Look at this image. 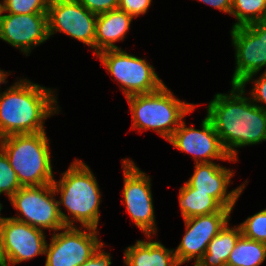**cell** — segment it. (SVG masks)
Wrapping results in <instances>:
<instances>
[{"instance_id":"1","label":"cell","mask_w":266,"mask_h":266,"mask_svg":"<svg viewBox=\"0 0 266 266\" xmlns=\"http://www.w3.org/2000/svg\"><path fill=\"white\" fill-rule=\"evenodd\" d=\"M245 87L232 85L230 94L217 93L208 104L212 122L227 154L237 159V147L266 141V107L245 97Z\"/></svg>"},{"instance_id":"2","label":"cell","mask_w":266,"mask_h":266,"mask_svg":"<svg viewBox=\"0 0 266 266\" xmlns=\"http://www.w3.org/2000/svg\"><path fill=\"white\" fill-rule=\"evenodd\" d=\"M22 80L0 93V139L44 132V120L58 111L53 90Z\"/></svg>"},{"instance_id":"3","label":"cell","mask_w":266,"mask_h":266,"mask_svg":"<svg viewBox=\"0 0 266 266\" xmlns=\"http://www.w3.org/2000/svg\"><path fill=\"white\" fill-rule=\"evenodd\" d=\"M55 193H60L58 205L63 204L71 214L70 227L77 220L81 227L97 229L101 192L92 171L81 160H75L62 173L59 182H52Z\"/></svg>"},{"instance_id":"4","label":"cell","mask_w":266,"mask_h":266,"mask_svg":"<svg viewBox=\"0 0 266 266\" xmlns=\"http://www.w3.org/2000/svg\"><path fill=\"white\" fill-rule=\"evenodd\" d=\"M48 141L45 131L0 139V148L22 186H41L54 181Z\"/></svg>"},{"instance_id":"5","label":"cell","mask_w":266,"mask_h":266,"mask_svg":"<svg viewBox=\"0 0 266 266\" xmlns=\"http://www.w3.org/2000/svg\"><path fill=\"white\" fill-rule=\"evenodd\" d=\"M126 99L132 113V128L152 129L167 141L184 117L197 106L176 99L165 84L153 93L135 94Z\"/></svg>"},{"instance_id":"6","label":"cell","mask_w":266,"mask_h":266,"mask_svg":"<svg viewBox=\"0 0 266 266\" xmlns=\"http://www.w3.org/2000/svg\"><path fill=\"white\" fill-rule=\"evenodd\" d=\"M55 194L52 184L22 186L9 200L24 218H12L42 230L70 227V217L61 211Z\"/></svg>"},{"instance_id":"7","label":"cell","mask_w":266,"mask_h":266,"mask_svg":"<svg viewBox=\"0 0 266 266\" xmlns=\"http://www.w3.org/2000/svg\"><path fill=\"white\" fill-rule=\"evenodd\" d=\"M97 56L108 73L121 84L125 97L153 93L164 85L152 65L122 49L105 50Z\"/></svg>"},{"instance_id":"8","label":"cell","mask_w":266,"mask_h":266,"mask_svg":"<svg viewBox=\"0 0 266 266\" xmlns=\"http://www.w3.org/2000/svg\"><path fill=\"white\" fill-rule=\"evenodd\" d=\"M64 227L63 232L54 233L51 243H46L45 266H82L104 243L98 240L97 229Z\"/></svg>"},{"instance_id":"9","label":"cell","mask_w":266,"mask_h":266,"mask_svg":"<svg viewBox=\"0 0 266 266\" xmlns=\"http://www.w3.org/2000/svg\"><path fill=\"white\" fill-rule=\"evenodd\" d=\"M124 204L135 225L151 238L155 234V215L151 193V179L132 160L123 159Z\"/></svg>"},{"instance_id":"10","label":"cell","mask_w":266,"mask_h":266,"mask_svg":"<svg viewBox=\"0 0 266 266\" xmlns=\"http://www.w3.org/2000/svg\"><path fill=\"white\" fill-rule=\"evenodd\" d=\"M97 15L77 0H50L47 11L48 36L61 32L94 49Z\"/></svg>"},{"instance_id":"11","label":"cell","mask_w":266,"mask_h":266,"mask_svg":"<svg viewBox=\"0 0 266 266\" xmlns=\"http://www.w3.org/2000/svg\"><path fill=\"white\" fill-rule=\"evenodd\" d=\"M46 243L42 229L12 217L6 218L2 229L0 266L15 265L36 255H44Z\"/></svg>"},{"instance_id":"12","label":"cell","mask_w":266,"mask_h":266,"mask_svg":"<svg viewBox=\"0 0 266 266\" xmlns=\"http://www.w3.org/2000/svg\"><path fill=\"white\" fill-rule=\"evenodd\" d=\"M201 130L186 127L182 120L172 137L168 140L176 149L193 155L195 163H209L210 160H230L210 119L206 116L201 123ZM200 160V161H199Z\"/></svg>"},{"instance_id":"13","label":"cell","mask_w":266,"mask_h":266,"mask_svg":"<svg viewBox=\"0 0 266 266\" xmlns=\"http://www.w3.org/2000/svg\"><path fill=\"white\" fill-rule=\"evenodd\" d=\"M230 214L231 212H214L185 219V235L174 251L179 265L192 259H195L196 265L206 252L209 242L229 221Z\"/></svg>"},{"instance_id":"14","label":"cell","mask_w":266,"mask_h":266,"mask_svg":"<svg viewBox=\"0 0 266 266\" xmlns=\"http://www.w3.org/2000/svg\"><path fill=\"white\" fill-rule=\"evenodd\" d=\"M231 38L236 52L231 84L241 85L264 67L263 31L255 23L232 27Z\"/></svg>"},{"instance_id":"15","label":"cell","mask_w":266,"mask_h":266,"mask_svg":"<svg viewBox=\"0 0 266 266\" xmlns=\"http://www.w3.org/2000/svg\"><path fill=\"white\" fill-rule=\"evenodd\" d=\"M0 39L19 48L26 56L31 47L49 39L47 13H0Z\"/></svg>"},{"instance_id":"16","label":"cell","mask_w":266,"mask_h":266,"mask_svg":"<svg viewBox=\"0 0 266 266\" xmlns=\"http://www.w3.org/2000/svg\"><path fill=\"white\" fill-rule=\"evenodd\" d=\"M233 171L216 163H196L195 171L187 183L197 192L212 196L223 208L233 209L241 195L245 184L227 191ZM228 192V193H227Z\"/></svg>"},{"instance_id":"17","label":"cell","mask_w":266,"mask_h":266,"mask_svg":"<svg viewBox=\"0 0 266 266\" xmlns=\"http://www.w3.org/2000/svg\"><path fill=\"white\" fill-rule=\"evenodd\" d=\"M133 17L125 11L115 9L97 15L94 55L105 50L120 49L114 44L125 38Z\"/></svg>"},{"instance_id":"18","label":"cell","mask_w":266,"mask_h":266,"mask_svg":"<svg viewBox=\"0 0 266 266\" xmlns=\"http://www.w3.org/2000/svg\"><path fill=\"white\" fill-rule=\"evenodd\" d=\"M138 240L125 250L126 266H180L174 249L165 248L160 242Z\"/></svg>"},{"instance_id":"19","label":"cell","mask_w":266,"mask_h":266,"mask_svg":"<svg viewBox=\"0 0 266 266\" xmlns=\"http://www.w3.org/2000/svg\"><path fill=\"white\" fill-rule=\"evenodd\" d=\"M227 222L209 242L206 252L194 266H226L230 253L242 235L240 226L229 228Z\"/></svg>"},{"instance_id":"20","label":"cell","mask_w":266,"mask_h":266,"mask_svg":"<svg viewBox=\"0 0 266 266\" xmlns=\"http://www.w3.org/2000/svg\"><path fill=\"white\" fill-rule=\"evenodd\" d=\"M179 205L183 219L197 217L214 212H231L232 209L223 208L212 196L197 192L187 182L180 188Z\"/></svg>"},{"instance_id":"21","label":"cell","mask_w":266,"mask_h":266,"mask_svg":"<svg viewBox=\"0 0 266 266\" xmlns=\"http://www.w3.org/2000/svg\"><path fill=\"white\" fill-rule=\"evenodd\" d=\"M266 259V244L241 235L226 266H259Z\"/></svg>"},{"instance_id":"22","label":"cell","mask_w":266,"mask_h":266,"mask_svg":"<svg viewBox=\"0 0 266 266\" xmlns=\"http://www.w3.org/2000/svg\"><path fill=\"white\" fill-rule=\"evenodd\" d=\"M230 15L237 19L232 27L260 21L266 18V0H232Z\"/></svg>"},{"instance_id":"23","label":"cell","mask_w":266,"mask_h":266,"mask_svg":"<svg viewBox=\"0 0 266 266\" xmlns=\"http://www.w3.org/2000/svg\"><path fill=\"white\" fill-rule=\"evenodd\" d=\"M21 187L17 173L9 164L5 152L0 148V195L5 193L10 199Z\"/></svg>"},{"instance_id":"24","label":"cell","mask_w":266,"mask_h":266,"mask_svg":"<svg viewBox=\"0 0 266 266\" xmlns=\"http://www.w3.org/2000/svg\"><path fill=\"white\" fill-rule=\"evenodd\" d=\"M2 12L11 14L47 13L50 0H2Z\"/></svg>"},{"instance_id":"25","label":"cell","mask_w":266,"mask_h":266,"mask_svg":"<svg viewBox=\"0 0 266 266\" xmlns=\"http://www.w3.org/2000/svg\"><path fill=\"white\" fill-rule=\"evenodd\" d=\"M239 226L244 237L266 244V209L248 217Z\"/></svg>"},{"instance_id":"26","label":"cell","mask_w":266,"mask_h":266,"mask_svg":"<svg viewBox=\"0 0 266 266\" xmlns=\"http://www.w3.org/2000/svg\"><path fill=\"white\" fill-rule=\"evenodd\" d=\"M88 11L96 15L118 9L119 0H77Z\"/></svg>"},{"instance_id":"27","label":"cell","mask_w":266,"mask_h":266,"mask_svg":"<svg viewBox=\"0 0 266 266\" xmlns=\"http://www.w3.org/2000/svg\"><path fill=\"white\" fill-rule=\"evenodd\" d=\"M152 0H119L118 9L125 11L133 18L145 14Z\"/></svg>"},{"instance_id":"28","label":"cell","mask_w":266,"mask_h":266,"mask_svg":"<svg viewBox=\"0 0 266 266\" xmlns=\"http://www.w3.org/2000/svg\"><path fill=\"white\" fill-rule=\"evenodd\" d=\"M254 81V88L249 93L252 96V101L257 103L266 104V71L256 80L253 79V75H250L242 84V87L250 81Z\"/></svg>"},{"instance_id":"29","label":"cell","mask_w":266,"mask_h":266,"mask_svg":"<svg viewBox=\"0 0 266 266\" xmlns=\"http://www.w3.org/2000/svg\"><path fill=\"white\" fill-rule=\"evenodd\" d=\"M111 257L109 253L101 250V247L95 252L82 266H110Z\"/></svg>"},{"instance_id":"30","label":"cell","mask_w":266,"mask_h":266,"mask_svg":"<svg viewBox=\"0 0 266 266\" xmlns=\"http://www.w3.org/2000/svg\"><path fill=\"white\" fill-rule=\"evenodd\" d=\"M225 13H231L232 0H198Z\"/></svg>"},{"instance_id":"31","label":"cell","mask_w":266,"mask_h":266,"mask_svg":"<svg viewBox=\"0 0 266 266\" xmlns=\"http://www.w3.org/2000/svg\"><path fill=\"white\" fill-rule=\"evenodd\" d=\"M255 24L263 31L264 66H266V18L255 22Z\"/></svg>"},{"instance_id":"32","label":"cell","mask_w":266,"mask_h":266,"mask_svg":"<svg viewBox=\"0 0 266 266\" xmlns=\"http://www.w3.org/2000/svg\"><path fill=\"white\" fill-rule=\"evenodd\" d=\"M2 209V204L0 203V213ZM5 217L0 216V250H1V245H2V229H3V223L5 221Z\"/></svg>"},{"instance_id":"33","label":"cell","mask_w":266,"mask_h":266,"mask_svg":"<svg viewBox=\"0 0 266 266\" xmlns=\"http://www.w3.org/2000/svg\"><path fill=\"white\" fill-rule=\"evenodd\" d=\"M7 72H4L3 70L0 69V84L1 83H6V77H7Z\"/></svg>"}]
</instances>
